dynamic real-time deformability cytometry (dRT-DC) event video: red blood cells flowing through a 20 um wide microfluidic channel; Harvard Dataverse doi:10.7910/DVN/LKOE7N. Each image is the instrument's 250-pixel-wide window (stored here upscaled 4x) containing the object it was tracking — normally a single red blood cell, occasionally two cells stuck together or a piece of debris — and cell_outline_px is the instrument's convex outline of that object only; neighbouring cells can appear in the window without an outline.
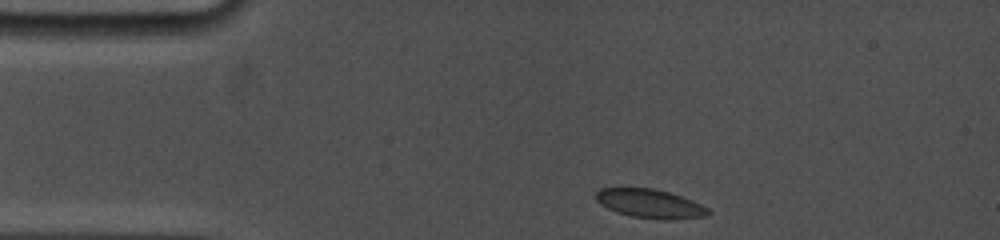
{"species": "common noctule bat (a hibernating species)", "species_latin": "Nyctalus noctula", "temperature_condition": "cold", "stored_images_in_passage": 40, "camera_frame_rate_fps": 5000, "um_per_image_px": 0.085, "animal": {"sex": "female", "body_mass_g": 19.0, "forearm_length_mm": 53.3}, "frame": {"image": 1, "passage_image": 1, "time_ms": 0.0, "image_size_px": [1000, 240], "cell_outline_px": [[712, 212], [708, 216], [668, 220], [664, 220], [632, 216], [616, 212], [600, 204], [596, 200], [596, 192], [600, 188], [652, 188], [668, 192], [692, 200], [708, 208]], "centroid_in_image_um": [55.27, 17.31], "position_along_channel_um": 29.7, "area_um2": 18.84}}
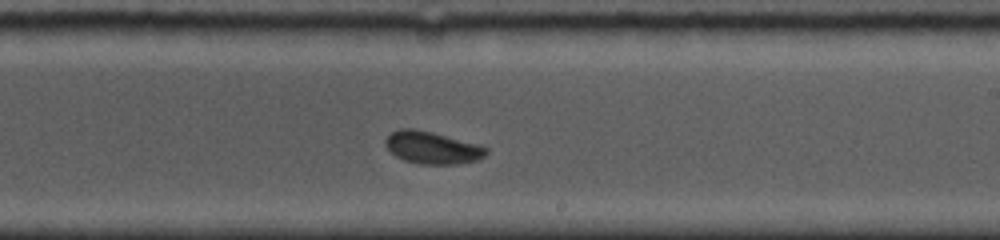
{"frame": {"image": 2, "passage_image": 23, "time_ms": 7.2, "image_size_px": [1000, 240], "cell_outline_px": [[488, 152], [480, 160], [456, 164], [420, 164], [404, 160], [396, 156], [384, 144], [384, 140], [392, 132], [400, 128], [416, 128], [480, 144], [488, 148]], "centroid_in_image_um": [36.77, 12.55], "position_along_channel_um": 252.2, "area_um2": 19.13}}
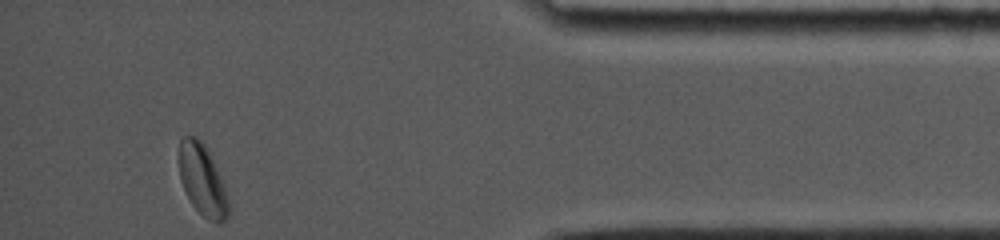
{"frame": {"image": 3, "passage_image": 40, "time_ms": 12.4, "image_size_px": [1000, 240], "cell_outline_px": [[232, 208], [228, 216], [220, 224], [216, 224], [204, 216], [192, 204], [180, 180], [180, 136], [196, 136], [204, 144], [228, 192], [232, 204]], "centroid_in_image_um": [17.26, 15.36], "position_along_channel_um": 417.9, "area_um2": 20.58}, "authors_computed_cell_mechanics": {"area_um2": 19.0162, "velocity_mm_per_s": 3.7317, "shape_relaxation_time_tau1_ms": 4.5905, "shape_relaxation_time_tau2_ms": null, "deformation_change_tau1": 0.1027, "deformation_change_tau2": null}}